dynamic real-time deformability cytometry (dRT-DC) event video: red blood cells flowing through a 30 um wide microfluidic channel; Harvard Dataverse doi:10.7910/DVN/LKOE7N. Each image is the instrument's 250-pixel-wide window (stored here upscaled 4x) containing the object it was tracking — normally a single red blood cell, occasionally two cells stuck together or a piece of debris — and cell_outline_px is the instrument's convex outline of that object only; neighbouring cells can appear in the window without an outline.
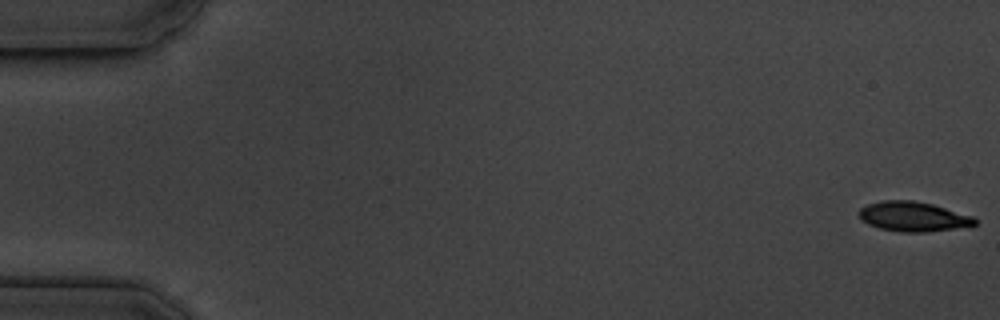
{"species": "common noctule bat (a hibernating species)", "species_latin": "Nyctalus noctula", "temperature_condition": "cold", "stored_images_in_passage": 56, "camera_frame_rate_fps": 3000, "um_per_image_px": 0.085, "animal": {"sex": "male", "body_mass_g": 19.5, "forearm_length_mm": 54.6}, "frame": {"image": 1, "passage_image": 1, "time_ms": 0.0, "image_size_px": [1000, 320], "cell_outline_px": [[976, 224], [928, 232], [900, 232], [880, 228], [868, 224], [860, 220], [860, 208], [868, 204], [880, 200], [912, 200], [932, 204], [976, 216]], "centroid_in_image_um": [77.61, 18.4], "position_along_channel_um": 7.4, "area_um2": 20.06}}
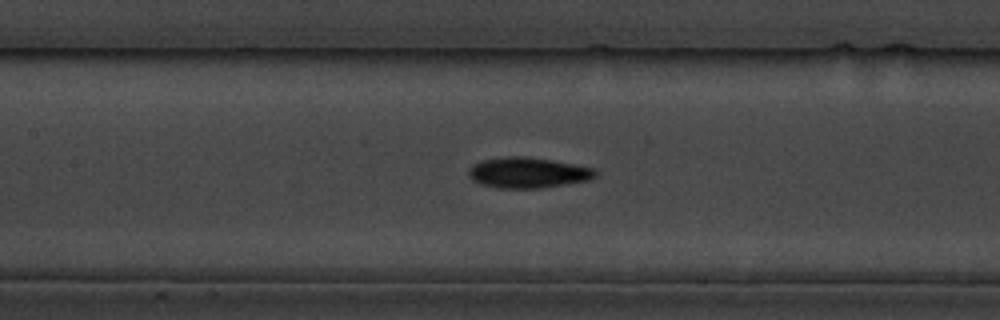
{"frame": {"image": 2, "passage_image": 26, "time_ms": 8.333, "image_size_px": [1000, 320], "cell_outline_px": [[596, 176], [588, 180], [540, 188], [500, 188], [480, 184], [472, 180], [468, 176], [468, 168], [472, 164], [480, 160], [508, 156], [524, 156], [552, 160], [596, 168]], "centroid_in_image_um": [44.83, 14.67], "position_along_channel_um": 162.6, "area_um2": 22.72}}
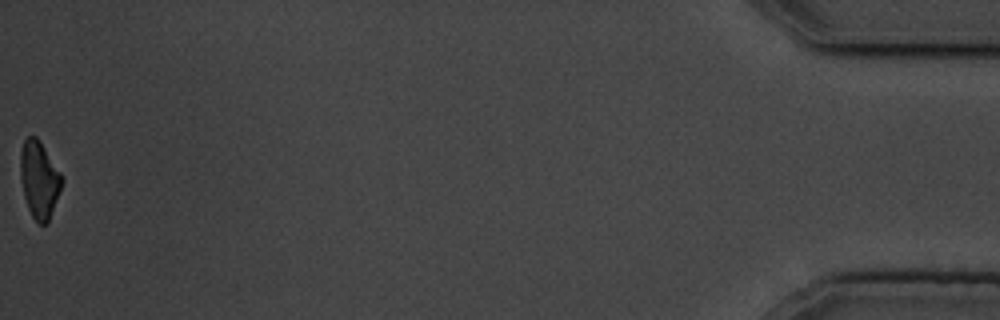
{"frame": {"image": 3, "passage_image": 56, "time_ms": 18.333, "image_size_px": [1000, 320], "cell_outline_px": [[64, 180], [48, 224], [40, 224], [32, 216], [28, 208], [24, 196], [20, 176], [20, 152], [24, 140], [28, 136], [36, 136], [40, 140], [60, 172]], "centroid_in_image_um": [3.34, 15.26], "position_along_channel_um": 431.9, "area_um2": 18.67}, "authors_computed_cell_mechanics": {"area_um2": 20.6057, "velocity_mm_per_s": 3.6385, "shape_relaxation_time_tau1_ms": 2.8887, "shape_relaxation_time_tau2_ms": null, "deformation_change_tau1": 0.1399, "deformation_change_tau2": null}}